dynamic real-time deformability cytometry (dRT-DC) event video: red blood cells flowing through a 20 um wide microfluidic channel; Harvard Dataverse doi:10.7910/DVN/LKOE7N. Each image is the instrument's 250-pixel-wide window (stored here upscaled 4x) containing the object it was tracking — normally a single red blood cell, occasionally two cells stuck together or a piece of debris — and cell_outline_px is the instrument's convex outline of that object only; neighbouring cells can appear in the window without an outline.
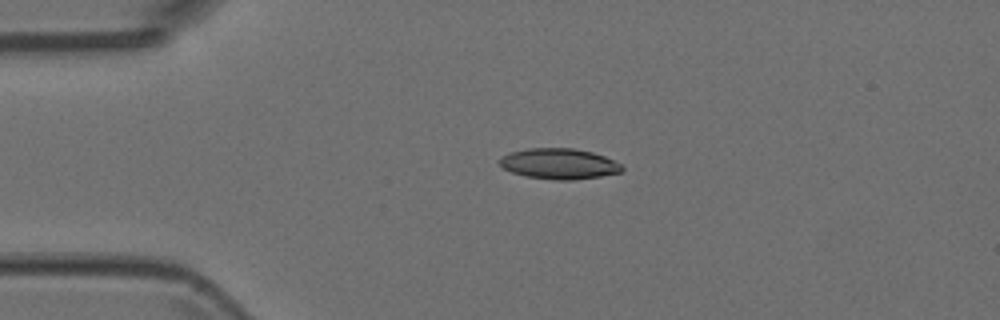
{"species": "Egyptian fruit bat (a non-hibernating species)", "species_latin": "Rousettus aegyptiacus", "temperature_condition": "room temperature", "stored_images_in_passage": 3, "camera_frame_rate_fps": 3000, "um_per_image_px": 0.085, "animal": {"sex": "female"}, "frame": {"image": 1, "passage_image": 2, "time_ms": 0.333, "image_size_px": [1000, 320], "cell_outline_px": [[624, 172], [600, 176], [572, 180], [556, 180], [524, 176], [512, 172], [504, 168], [500, 164], [500, 160], [504, 156], [512, 152], [528, 148], [572, 148], [592, 152], [604, 156], [620, 164], [624, 168]], "centroid_in_image_um": [47.56, 13.93], "position_along_channel_um": 37.4, "area_um2": 21.68}}